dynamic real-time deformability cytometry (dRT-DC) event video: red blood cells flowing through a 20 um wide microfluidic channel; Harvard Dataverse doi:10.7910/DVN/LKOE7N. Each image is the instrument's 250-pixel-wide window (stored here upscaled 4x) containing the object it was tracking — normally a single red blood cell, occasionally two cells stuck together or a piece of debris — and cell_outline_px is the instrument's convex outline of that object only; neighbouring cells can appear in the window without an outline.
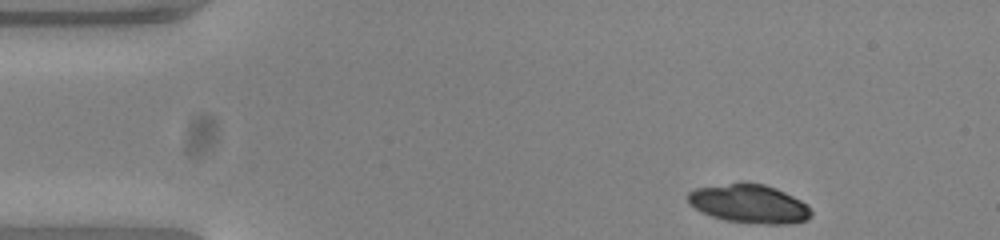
{"species": "common noctule bat (a hibernating species)", "species_latin": "Nyctalus noctula", "temperature_condition": "warm", "stored_images_in_passage": 47, "camera_frame_rate_fps": 3000, "um_per_image_px": 0.085, "animal": {"sex": "female", "body_mass_g": 23.0, "forearm_length_mm": 53.4}, "frame": {"image": 1, "passage_image": 1, "time_ms": 0.0, "image_size_px": [1000, 240], "cell_outline_px": [[812, 216], [808, 220], [784, 224], [768, 224], [728, 220], [712, 216], [688, 204], [688, 192], [696, 188], [728, 184], [764, 184], [776, 188], [808, 204], [812, 212]], "centroid_in_image_um": [63.73, 17.33], "position_along_channel_um": 21.3, "area_um2": 27.17}}
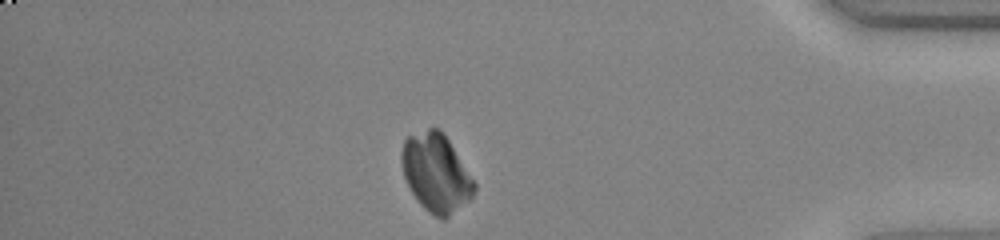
{"frame": {"image": 2, "passage_image": 40, "time_ms": 13.0, "image_size_px": [1000, 240], "cell_outline_px": [[476, 188], [472, 196], [468, 200], [444, 220], [428, 212], [416, 200], [404, 176], [400, 160], [400, 152], [404, 140], [408, 136], [428, 128], [436, 128], [448, 140], [476, 184]], "centroid_in_image_um": [37.03, 14.7], "position_along_channel_um": 398.2, "area_um2": 32.6}}
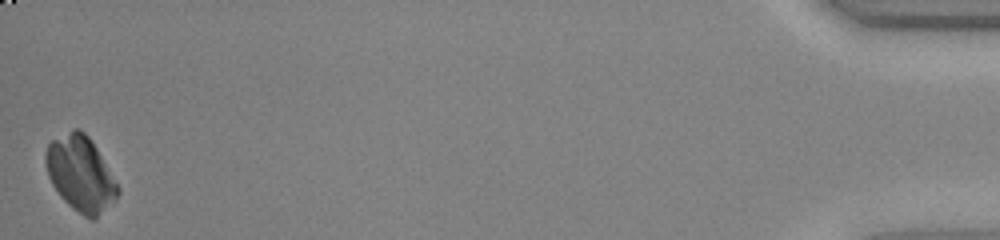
{"frame": {"image": 3, "passage_image": 47, "time_ms": 15.333, "image_size_px": [1000, 240], "cell_outline_px": [[120, 192], [116, 200], [96, 220], [92, 220], [84, 216], [72, 208], [60, 196], [52, 184], [48, 176], [44, 160], [44, 152], [48, 144], [52, 140], [72, 128], [80, 128], [88, 136], [96, 148], [120, 188]], "centroid_in_image_um": [6.84, 14.79], "position_along_channel_um": 428.4, "area_um2": 31.79}}